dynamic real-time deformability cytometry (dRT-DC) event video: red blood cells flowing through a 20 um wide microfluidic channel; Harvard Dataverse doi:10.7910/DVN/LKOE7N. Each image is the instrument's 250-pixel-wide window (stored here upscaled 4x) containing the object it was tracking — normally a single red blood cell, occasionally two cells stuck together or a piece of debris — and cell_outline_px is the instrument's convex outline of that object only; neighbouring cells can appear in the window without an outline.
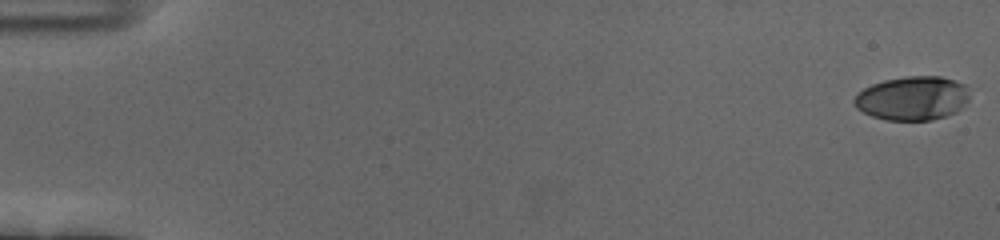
{"species": "human", "species_latin": "Homo sapiens", "temperature_condition": "cold", "stored_images_in_passage": 56, "camera_frame_rate_fps": 3000, "um_per_image_px": 0.085, "donor": {"sex": "female"}, "frame": {"image": 1, "passage_image": 1, "time_ms": 0.0, "image_size_px": [1000, 240], "cell_outline_px": [[968, 100], [956, 112], [932, 120], [888, 120], [872, 116], [856, 108], [852, 100], [856, 92], [872, 84], [884, 80], [908, 76], [940, 76], [956, 80], [964, 84], [968, 96]], "centroid_in_image_um": [77.52, 8.34], "position_along_channel_um": 7.5, "area_um2": 29.54}}
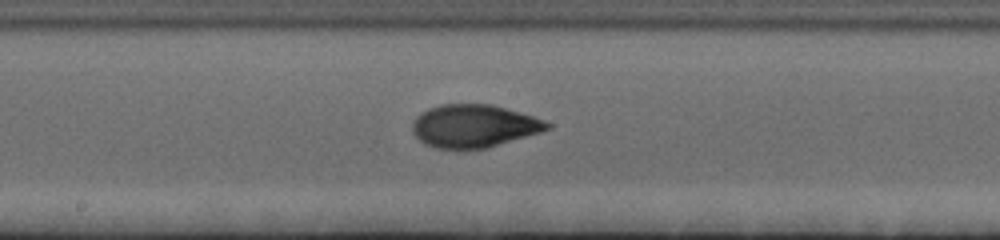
{"frame": {"image": 2, "passage_image": 31, "time_ms": 10.0, "image_size_px": [1000, 240], "cell_outline_px": [[552, 128], [540, 132], [484, 148], [436, 148], [424, 144], [412, 132], [412, 124], [416, 116], [428, 108], [440, 104], [492, 104], [520, 112], [544, 120], [552, 124]], "centroid_in_image_um": [40.26, 10.69], "position_along_channel_um": 207.9, "area_um2": 33.41}}
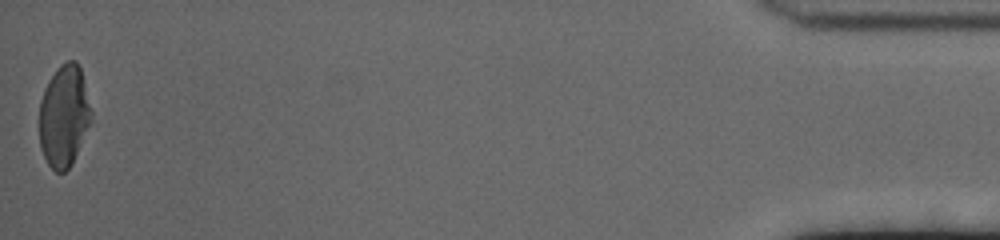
{"frame": {"image": 3, "passage_image": 56, "time_ms": 18.333, "image_size_px": [1000, 240], "cell_outline_px": [[92, 120], [68, 168], [64, 172], [56, 172], [48, 164], [40, 148], [40, 100], [44, 88], [48, 80], [56, 68], [60, 64], [68, 60], [76, 60], [80, 68], [92, 112]], "centroid_in_image_um": [5.43, 9.81], "position_along_channel_um": 429.8, "area_um2": 30.52}, "authors_computed_cell_mechanics": {"area_um2": 32.657, "velocity_mm_per_s": 3.6993, "shape_relaxation_time_tau1_ms": 4.1212, "shape_relaxation_time_tau2_ms": 1.1408, "deformation_change_tau1": 0.1823, "deformation_change_tau2": 0.0581}}